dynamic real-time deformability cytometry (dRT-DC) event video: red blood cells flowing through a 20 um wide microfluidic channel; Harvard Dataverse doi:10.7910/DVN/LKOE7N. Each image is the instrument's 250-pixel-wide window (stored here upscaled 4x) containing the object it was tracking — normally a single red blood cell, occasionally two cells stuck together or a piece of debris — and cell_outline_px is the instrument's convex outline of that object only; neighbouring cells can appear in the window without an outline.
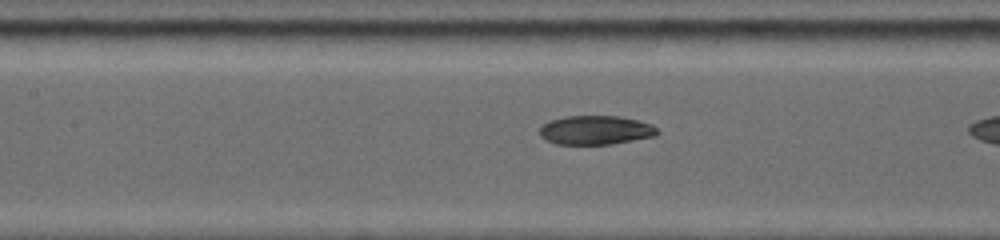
{"species": "common noctule bat (a hibernating species)", "species_latin": "Nyctalus noctula", "temperature_condition": "warm", "stored_images_in_passage": 23, "camera_frame_rate_fps": 5000, "um_per_image_px": 0.085, "animal": {"sex": "female", "body_mass_g": 19.0, "forearm_length_mm": 53.3}, "frame": {"image": 1, "passage_image": 14, "time_ms": 3.6, "image_size_px": [1000, 240], "cell_outline_px": [[660, 132], [656, 136], [612, 144], [556, 144], [544, 140], [540, 136], [540, 128], [548, 120], [564, 116], [620, 116], [652, 124]], "centroid_in_image_um": [50.62, 11.06], "position_along_channel_um": 156.8, "area_um2": 20.06}}